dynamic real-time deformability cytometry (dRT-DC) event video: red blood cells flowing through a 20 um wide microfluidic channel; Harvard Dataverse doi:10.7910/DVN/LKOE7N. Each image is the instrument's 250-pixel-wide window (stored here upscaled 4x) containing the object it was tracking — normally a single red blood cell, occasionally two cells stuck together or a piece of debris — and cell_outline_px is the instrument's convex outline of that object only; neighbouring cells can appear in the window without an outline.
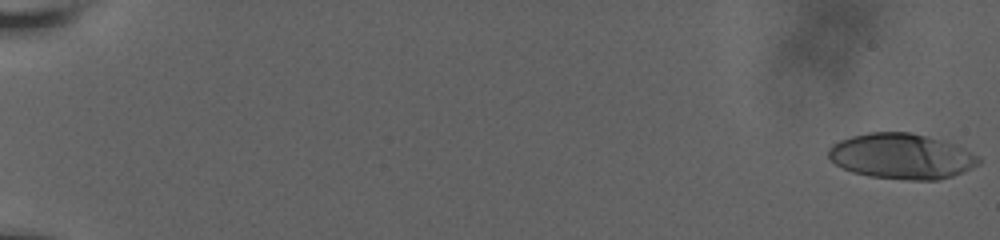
{"species": "human", "species_latin": "Homo sapiens", "temperature_condition": "room temperature", "stored_images_in_passage": 55, "camera_frame_rate_fps": 3000, "um_per_image_px": 0.085, "donor": {"sex": "male"}, "frame": {"image": 1, "passage_image": 1, "time_ms": 0.0, "image_size_px": [1000, 240], "cell_outline_px": [[980, 164], [964, 172], [952, 176], [936, 180], [908, 180], [868, 176], [852, 172], [836, 164], [828, 156], [828, 148], [832, 144], [840, 140], [852, 136], [868, 132], [912, 132], [928, 136], [952, 144], [980, 156]], "centroid_in_image_um": [76.63, 13.28], "position_along_channel_um": 8.4, "area_um2": 39.77}}
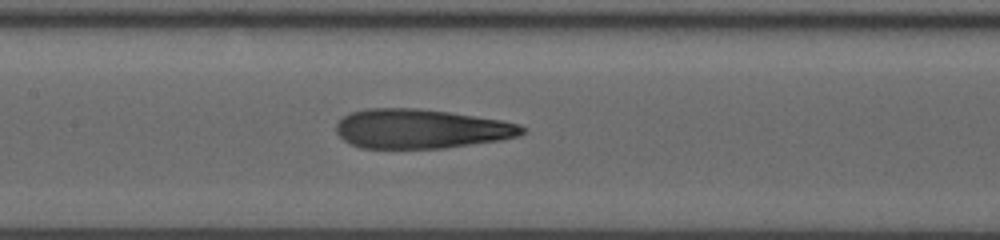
{"frame": {"image": 2, "passage_image": 31, "time_ms": 10.0, "image_size_px": [1000, 240], "cell_outline_px": [[528, 128], [520, 136], [500, 140], [444, 148], [360, 148], [344, 140], [336, 132], [336, 124], [348, 112], [364, 108], [416, 108], [448, 112], [500, 120], [520, 124]], "centroid_in_image_um": [35.77, 10.94], "position_along_channel_um": 171.6, "area_um2": 42.71}}
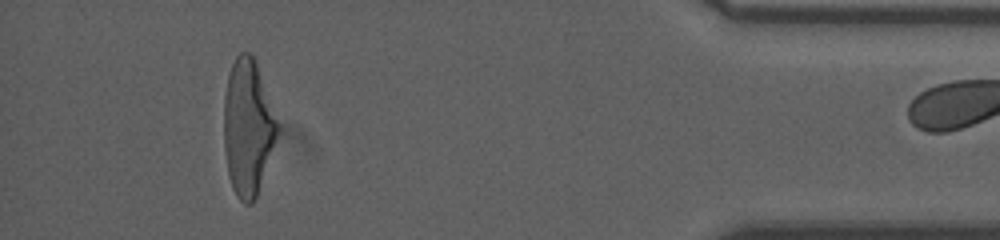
{"frame": {"image": 3, "passage_image": 54, "time_ms": 17.667, "image_size_px": [1000, 240], "cell_outline_px": [[280, 132], [256, 196], [252, 204], [244, 204], [236, 196], [232, 188], [228, 176], [224, 148], [224, 96], [228, 72], [236, 56], [240, 52], [248, 52], [252, 56], [256, 64], [280, 124]], "centroid_in_image_um": [21.07, 10.85], "position_along_channel_um": 414.1, "area_um2": 42.77}}